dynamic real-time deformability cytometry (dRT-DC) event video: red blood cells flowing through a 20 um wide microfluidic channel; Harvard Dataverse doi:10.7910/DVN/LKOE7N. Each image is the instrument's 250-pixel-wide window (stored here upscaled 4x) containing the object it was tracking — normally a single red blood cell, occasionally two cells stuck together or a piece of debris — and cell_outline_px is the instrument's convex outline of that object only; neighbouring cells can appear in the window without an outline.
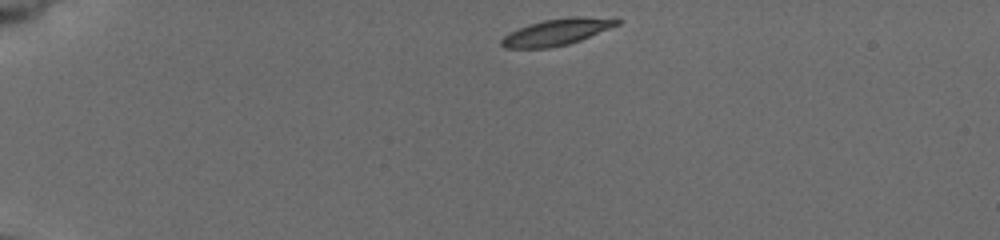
{"species": "common noctule bat (a hibernating species)", "species_latin": "Nyctalus noctula", "temperature_condition": "cold", "stored_images_in_passage": 38, "camera_frame_rate_fps": 3000, "um_per_image_px": 0.085, "animal": {"sex": "female", "body_mass_g": 19.5, "forearm_length_mm": 54.1}, "frame": {"image": 1, "passage_image": 1, "time_ms": 0.0, "image_size_px": [1000, 240], "cell_outline_px": [[620, 24], [580, 40], [568, 44], [548, 48], [504, 48], [500, 44], [500, 40], [504, 36], [528, 24], [544, 20], [568, 16], [584, 16], [620, 20]], "centroid_in_image_um": [47.3, 2.72], "position_along_channel_um": 37.7, "area_um2": 17.63}}
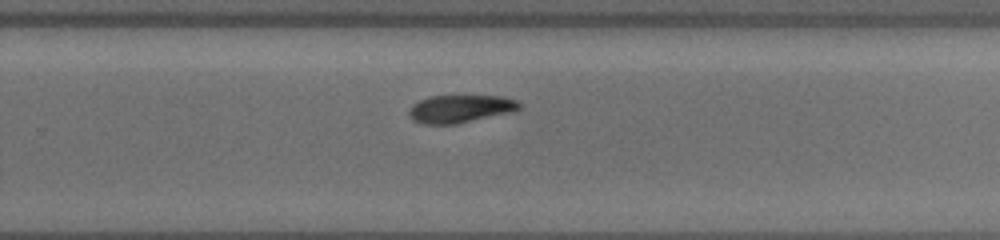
{"frame": {"image": 2, "passage_image": 23, "time_ms": 8.667, "image_size_px": [1000, 240], "cell_outline_px": [[520, 108], [508, 112], [456, 124], [424, 124], [412, 120], [408, 116], [408, 108], [412, 104], [428, 96], [504, 96], [516, 100], [520, 104]], "centroid_in_image_um": [39.04, 9.24], "position_along_channel_um": 290.8, "area_um2": 17.74}}
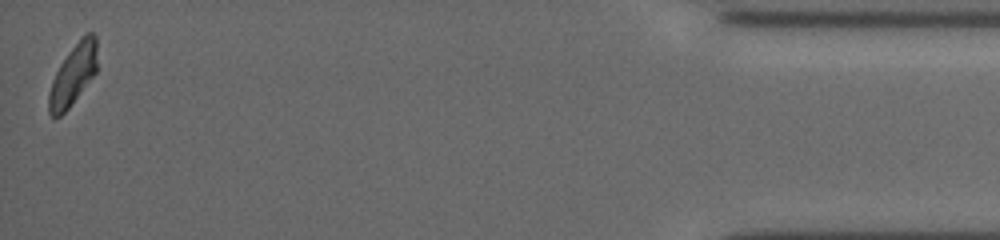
{"frame": {"image": 3, "passage_image": 38, "time_ms": 14.333, "image_size_px": [1000, 240], "cell_outline_px": [[96, 72], [68, 108], [60, 116], [52, 116], [48, 112], [48, 92], [52, 80], [60, 64], [68, 52], [84, 32], [92, 32], [96, 36]], "centroid_in_image_um": [6.19, 6.32], "position_along_channel_um": 429.0, "area_um2": 16.99}, "authors_computed_cell_mechanics": {"area_um2": 18.5827, "velocity_mm_per_s": 3.7192, "shape_relaxation_time_tau1_ms": 2.8687, "shape_relaxation_time_tau2_ms": 7.2117, "deformation_change_tau1": 0.1062, "deformation_change_tau2": 0.1081}}